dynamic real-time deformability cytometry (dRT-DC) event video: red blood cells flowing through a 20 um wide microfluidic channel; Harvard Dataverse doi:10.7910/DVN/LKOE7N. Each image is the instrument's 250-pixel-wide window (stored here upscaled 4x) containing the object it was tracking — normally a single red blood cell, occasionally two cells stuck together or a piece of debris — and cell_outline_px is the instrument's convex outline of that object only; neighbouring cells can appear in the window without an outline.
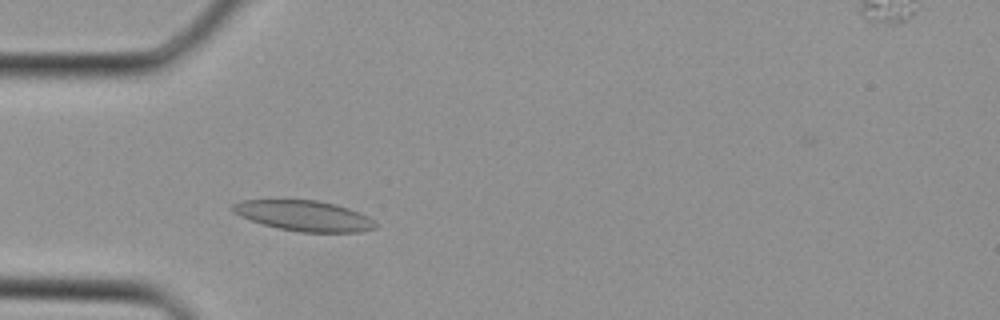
{"species": "Egyptian fruit bat (a non-hibernating species)", "species_latin": "Rousettus aegyptiacus", "temperature_condition": "cold", "stored_images_in_passage": 31, "camera_frame_rate_fps": 3000, "um_per_image_px": 0.085, "animal": {"sex": "female"}, "frame": {"image": 1, "passage_image": 7, "time_ms": 2.0, "image_size_px": [1000, 320], "cell_outline_px": [[376, 228], [360, 232], [300, 232], [276, 228], [240, 216], [232, 212], [232, 204], [240, 200], [316, 200], [336, 204], [360, 212], [368, 216], [376, 224]], "centroid_in_image_um": [25.84, 18.34], "position_along_channel_um": 59.2, "area_um2": 25.32}}
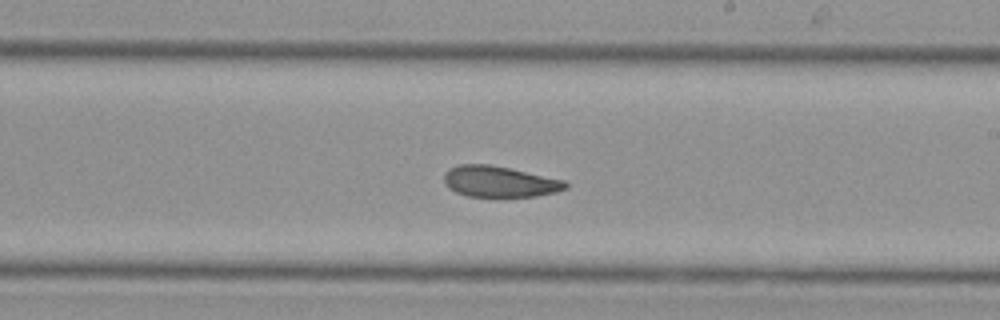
{"frame": {"image": 2, "passage_image": 17, "time_ms": 5.333, "image_size_px": [1000, 320], "cell_outline_px": [[568, 188], [556, 192], [536, 196], [468, 196], [456, 192], [448, 188], [444, 180], [444, 172], [448, 168], [460, 164], [488, 164], [508, 168], [564, 180], [568, 184]], "centroid_in_image_um": [42.43, 15.43], "position_along_channel_um": 246.6, "area_um2": 21.79}}
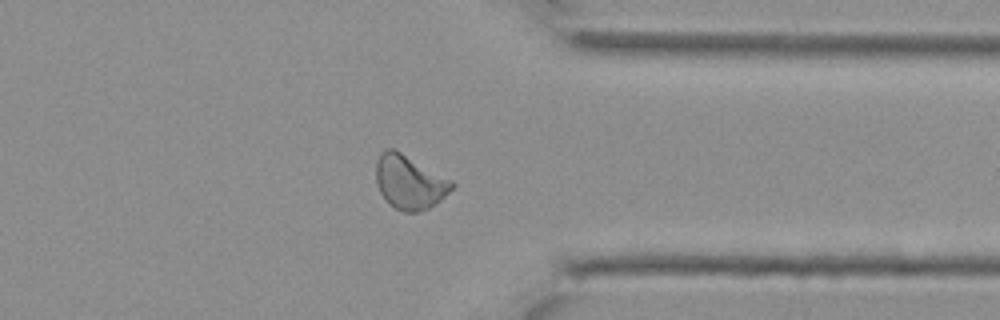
{"frame": {"image": 3, "passage_image": 24, "time_ms": 7.667, "image_size_px": [1000, 320], "cell_outline_px": [[456, 184], [440, 200], [428, 208], [420, 212], [404, 212], [388, 204], [380, 192], [376, 180], [376, 160], [380, 152], [384, 148], [392, 148], [400, 152], [452, 180]], "centroid_in_image_um": [34.78, 15.48], "position_along_channel_um": 376.6, "area_um2": 23.7}}